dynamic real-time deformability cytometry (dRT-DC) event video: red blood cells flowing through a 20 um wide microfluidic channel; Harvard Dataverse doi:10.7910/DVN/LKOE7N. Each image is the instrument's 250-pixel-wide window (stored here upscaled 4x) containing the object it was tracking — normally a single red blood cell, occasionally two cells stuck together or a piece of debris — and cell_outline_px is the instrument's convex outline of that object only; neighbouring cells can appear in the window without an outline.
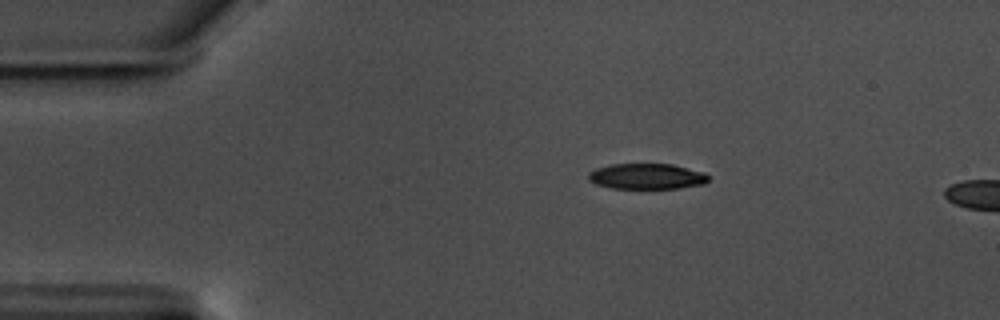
{"species": "common noctule bat (a hibernating species)", "species_latin": "Nyctalus noctula", "temperature_condition": "warm", "stored_images_in_passage": 5, "camera_frame_rate_fps": 3000, "um_per_image_px": 0.085, "animal": {"sex": "male", "body_mass_g": 17.5, "forearm_length_mm": 52.3}, "frame": {"image": 1, "passage_image": 1, "time_ms": 0.0, "image_size_px": [1000, 320], "cell_outline_px": [[708, 180], [704, 184], [676, 188], [612, 188], [596, 184], [588, 180], [588, 172], [596, 168], [612, 164], [672, 164], [704, 172], [708, 176]], "centroid_in_image_um": [54.95, 14.98], "position_along_channel_um": 30.0, "area_um2": 17.86}}